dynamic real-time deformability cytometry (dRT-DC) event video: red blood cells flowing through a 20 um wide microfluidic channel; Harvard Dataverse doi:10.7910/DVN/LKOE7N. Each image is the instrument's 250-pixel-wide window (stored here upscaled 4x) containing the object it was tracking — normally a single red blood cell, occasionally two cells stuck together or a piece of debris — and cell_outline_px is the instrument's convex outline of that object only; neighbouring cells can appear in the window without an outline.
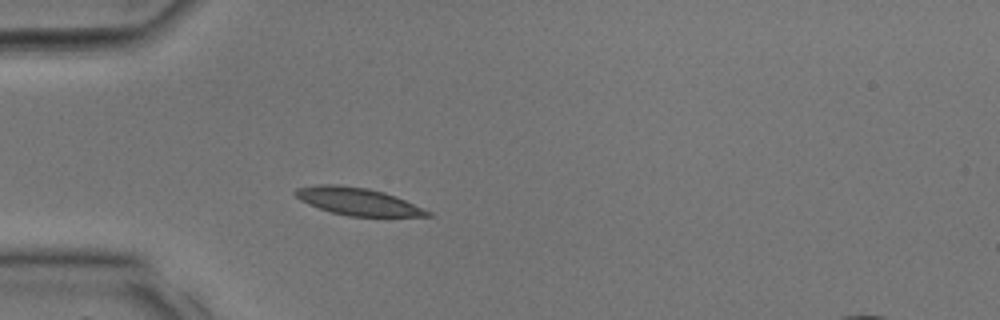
{"species": "common noctule bat (a hibernating species)", "species_latin": "Nyctalus noctula", "temperature_condition": "room temperature", "stored_images_in_passage": 24, "camera_frame_rate_fps": 3000, "um_per_image_px": 0.085, "animal": {"sex": "male", "body_mass_g": 17.9, "forearm_length_mm": 54.2}, "frame": {"image": 1, "passage_image": 1, "time_ms": 0.0, "image_size_px": [1000, 320], "cell_outline_px": [[436, 216], [348, 216], [332, 212], [308, 204], [300, 200], [292, 192], [296, 188], [320, 184], [336, 184], [368, 188], [384, 192], [396, 196], [432, 212]], "centroid_in_image_um": [30.41, 17.11], "position_along_channel_um": 54.6, "area_um2": 21.1}}
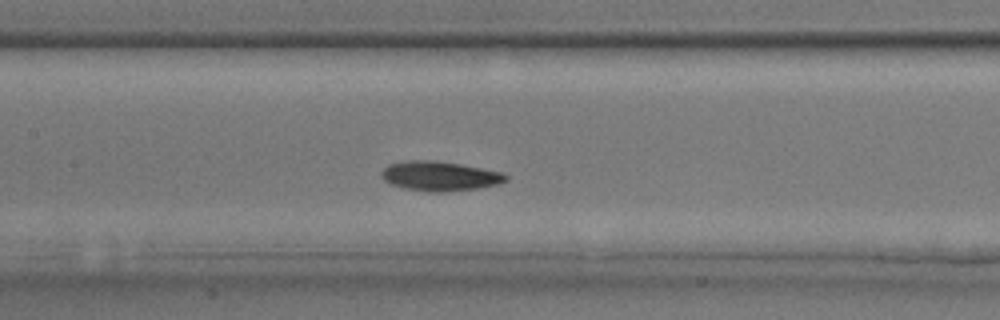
{"frame": {"image": 2, "passage_image": 7, "time_ms": 2.0, "image_size_px": [1000, 320], "cell_outline_px": [[508, 180], [496, 184], [476, 188], [440, 192], [428, 192], [404, 188], [392, 184], [384, 180], [380, 176], [380, 172], [388, 164], [404, 160], [432, 160], [460, 164], [504, 172], [508, 176]], "centroid_in_image_um": [37.35, 14.95], "position_along_channel_um": 170.1, "area_um2": 21.44}}
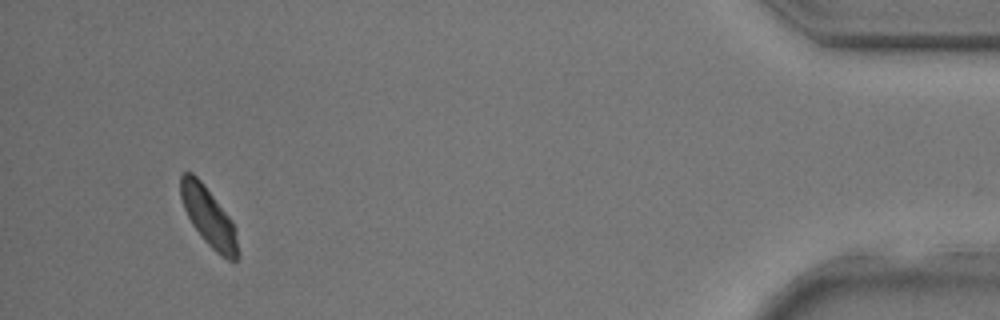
{"frame": {"image": 3, "passage_image": 22, "time_ms": 7.0, "image_size_px": [1000, 320], "cell_outline_px": [[240, 256], [236, 260], [228, 260], [220, 256], [204, 240], [192, 224], [184, 208], [180, 196], [180, 176], [184, 172], [192, 172], [204, 184], [232, 220]], "centroid_in_image_um": [17.73, 18.43], "position_along_channel_um": 417.5, "area_um2": 19.48}}